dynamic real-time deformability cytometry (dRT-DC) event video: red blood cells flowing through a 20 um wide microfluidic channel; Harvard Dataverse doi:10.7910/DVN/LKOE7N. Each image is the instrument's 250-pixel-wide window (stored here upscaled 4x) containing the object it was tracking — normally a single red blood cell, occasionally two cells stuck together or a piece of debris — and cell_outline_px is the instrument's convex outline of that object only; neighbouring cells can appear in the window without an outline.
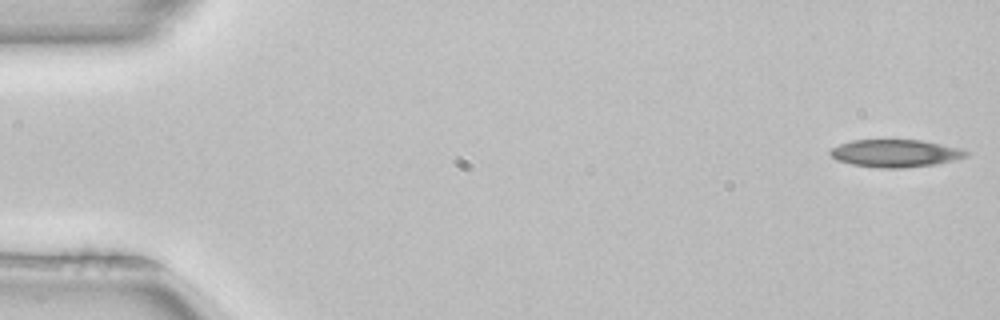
{"species": "common noctule bat (a hibernating species)", "species_latin": "Nyctalus noctula", "temperature_condition": "room temperature", "stored_images_in_passage": 51, "camera_frame_rate_fps": 3000, "um_per_image_px": 0.085, "animal": {"sex": "female", "body_mass_g": 22.7, "forearm_length_mm": 54.2}, "frame": {"image": 1, "passage_image": 1, "time_ms": 0.0, "image_size_px": [1000, 320], "cell_outline_px": [[968, 156], [936, 164], [900, 168], [880, 168], [852, 164], [836, 160], [828, 152], [832, 148], [840, 144], [852, 140], [920, 140], [960, 148], [968, 152]], "centroid_in_image_um": [76.08, 13.03], "position_along_channel_um": 8.9, "area_um2": 21.62}}
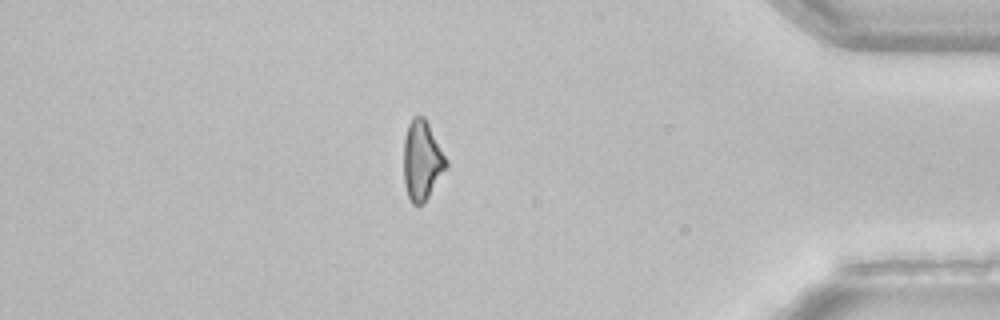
{"frame": {"image": 2, "passage_image": 44, "time_ms": 14.333, "image_size_px": [1000, 320], "cell_outline_px": [[448, 168], [424, 204], [412, 204], [408, 196], [404, 184], [404, 140], [408, 124], [412, 116], [424, 116], [448, 160]], "centroid_in_image_um": [35.89, 13.66], "position_along_channel_um": 399.3, "area_um2": 19.94}}
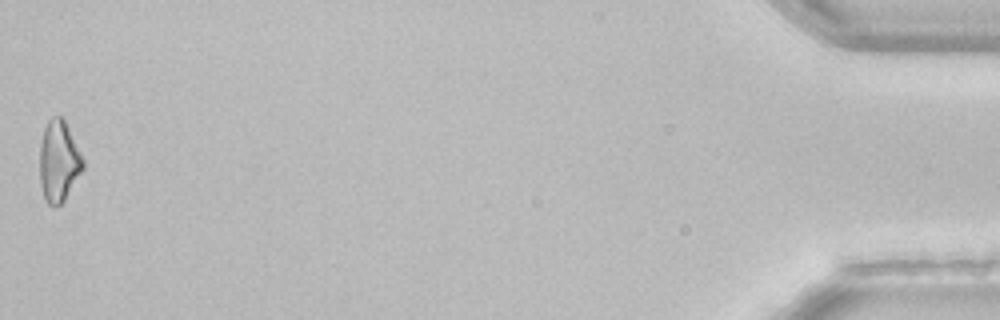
{"frame": {"image": 3, "passage_image": 51, "time_ms": 16.667, "image_size_px": [1000, 320], "cell_outline_px": [[84, 168], [64, 200], [60, 204], [48, 204], [44, 200], [40, 184], [40, 144], [44, 128], [48, 120], [52, 116], [64, 116], [84, 160]], "centroid_in_image_um": [4.99, 13.66], "position_along_channel_um": 430.2, "area_um2": 20.58}, "authors_computed_cell_mechanics": {"area_um2": 21.675, "velocity_mm_per_s": 3.9809, "shape_relaxation_time_tau1_ms": 4.7288, "shape_relaxation_time_tau2_ms": null, "deformation_change_tau1": 0.1416, "deformation_change_tau2": null}}